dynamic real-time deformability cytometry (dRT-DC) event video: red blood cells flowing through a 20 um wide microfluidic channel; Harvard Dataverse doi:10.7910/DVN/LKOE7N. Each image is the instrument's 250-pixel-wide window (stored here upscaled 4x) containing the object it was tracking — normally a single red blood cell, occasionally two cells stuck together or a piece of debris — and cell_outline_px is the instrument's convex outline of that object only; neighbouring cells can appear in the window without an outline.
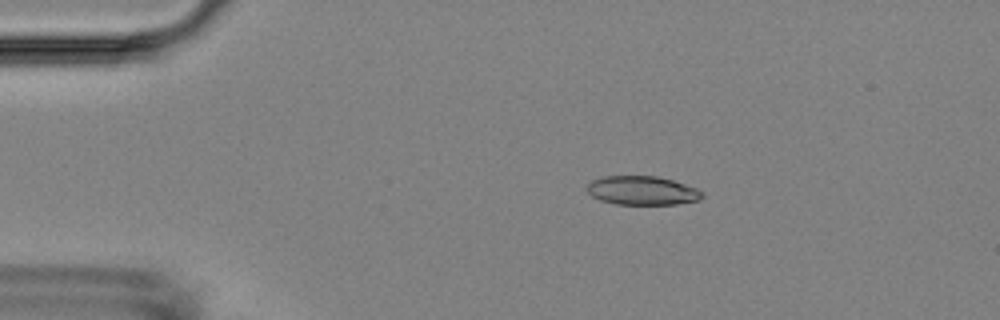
{"species": "Egyptian fruit bat (a non-hibernating species)", "species_latin": "Rousettus aegyptiacus", "temperature_condition": "room temperature", "stored_images_in_passage": 9, "camera_frame_rate_fps": 3000, "um_per_image_px": 0.085, "animal": {"sex": "female"}, "frame": {"image": 1, "passage_image": 3, "time_ms": 2.0, "image_size_px": [1000, 320], "cell_outline_px": [[704, 196], [700, 200], [676, 204], [616, 204], [600, 200], [592, 196], [584, 188], [592, 180], [604, 176], [656, 176], [672, 180], [696, 188], [704, 192]], "centroid_in_image_um": [54.58, 16.19], "position_along_channel_um": 30.4, "area_um2": 19.42}}
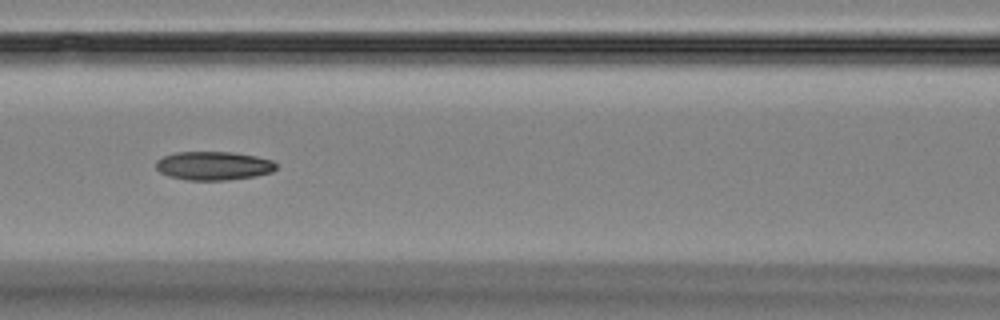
{"frame": {"image": 2, "passage_image": 7, "time_ms": 6.667, "image_size_px": [1000, 320], "cell_outline_px": [[276, 168], [272, 172], [256, 176], [228, 180], [188, 180], [168, 176], [160, 172], [156, 168], [156, 160], [164, 156], [176, 152], [232, 152], [256, 156], [272, 160], [276, 164]], "centroid_in_image_um": [18.15, 14.09], "position_along_channel_um": 148.5, "area_um2": 20.11}}
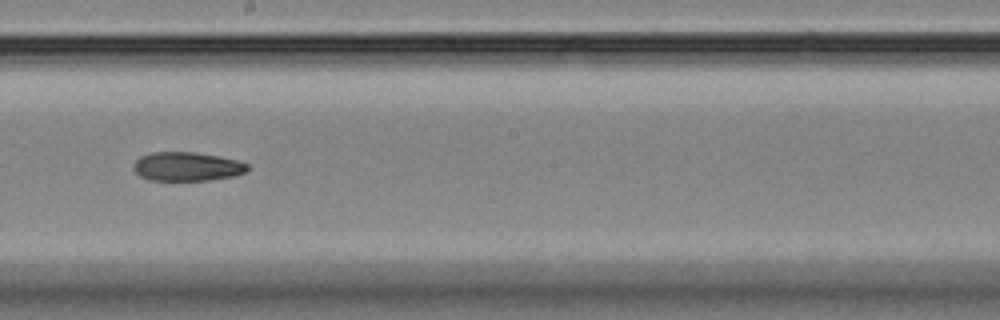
{"frame": {"image": 3, "passage_image": 9, "time_ms": 9.0, "image_size_px": [1000, 320], "cell_outline_px": [[248, 168], [244, 172], [236, 176], [212, 180], [148, 180], [140, 176], [132, 168], [136, 160], [140, 156], [152, 152], [196, 152], [220, 156], [240, 160], [248, 164]], "centroid_in_image_um": [15.91, 14.15], "position_along_channel_um": 232.3, "area_um2": 19.42}}